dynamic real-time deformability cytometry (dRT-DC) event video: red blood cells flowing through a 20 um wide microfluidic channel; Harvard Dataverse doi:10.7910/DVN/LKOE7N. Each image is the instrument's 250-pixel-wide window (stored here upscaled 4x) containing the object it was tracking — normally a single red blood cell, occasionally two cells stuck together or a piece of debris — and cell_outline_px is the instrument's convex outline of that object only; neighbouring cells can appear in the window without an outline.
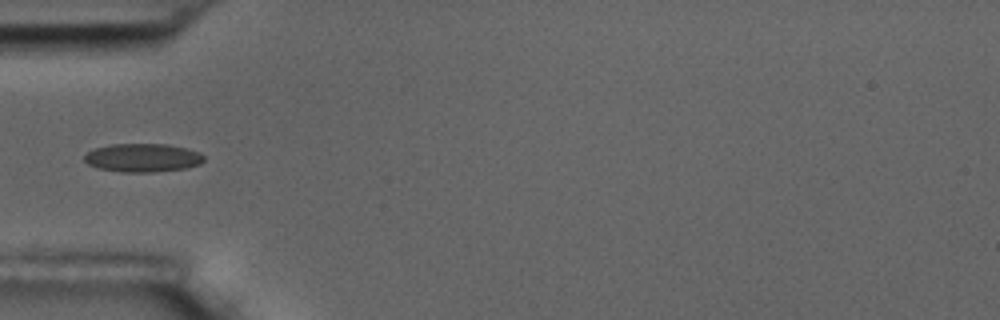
{"species": "common noctule bat (a hibernating species)", "species_latin": "Nyctalus noctula", "temperature_condition": "room temperature", "stored_images_in_passage": 3, "camera_frame_rate_fps": 3000, "um_per_image_px": 0.085, "animal": {"sex": "male", "body_mass_g": 17.5, "forearm_length_mm": 52.3}, "frame": {"image": 1, "passage_image": 3, "time_ms": 2.0, "image_size_px": [1000, 320], "cell_outline_px": [[204, 160], [200, 164], [184, 168], [152, 172], [120, 172], [96, 168], [88, 164], [84, 160], [84, 156], [88, 152], [96, 148], [112, 144], [168, 144], [200, 152], [204, 156]], "centroid_in_image_um": [12.11, 13.41], "position_along_channel_um": 72.9, "area_um2": 19.77}}